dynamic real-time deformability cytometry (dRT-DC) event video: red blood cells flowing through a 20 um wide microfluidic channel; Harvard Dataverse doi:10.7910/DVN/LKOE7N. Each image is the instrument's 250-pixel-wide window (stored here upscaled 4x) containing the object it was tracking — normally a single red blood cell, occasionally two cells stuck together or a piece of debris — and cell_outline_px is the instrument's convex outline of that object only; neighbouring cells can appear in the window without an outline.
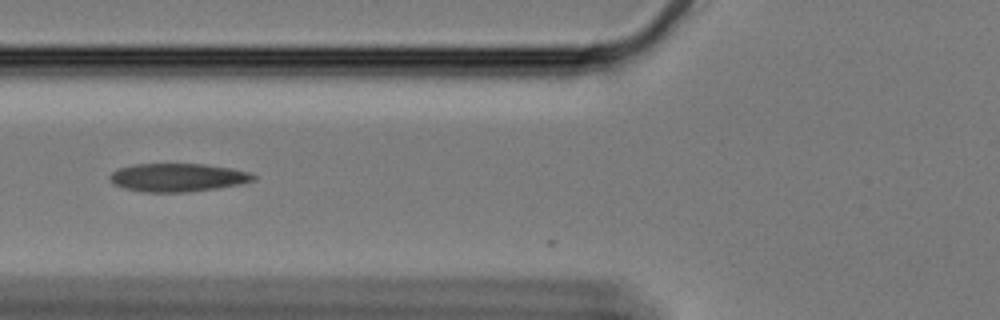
{"species": "Egyptian fruit bat (a non-hibernating species)", "species_latin": "Rousettus aegyptiacus", "temperature_condition": "cold", "stored_images_in_passage": 3, "camera_frame_rate_fps": 3000, "um_per_image_px": 0.085, "animal": {"sex": "female"}, "frame": {"image": 1, "passage_image": 2, "time_ms": 0.333, "image_size_px": [1000, 320], "cell_outline_px": [[256, 180], [240, 184], [216, 188], [188, 192], [144, 192], [124, 188], [112, 184], [108, 176], [112, 172], [120, 168], [136, 164], [204, 164], [232, 168], [252, 172], [256, 176]], "centroid_in_image_um": [15.13, 15.09], "position_along_channel_um": 110.7, "area_um2": 23.76}}